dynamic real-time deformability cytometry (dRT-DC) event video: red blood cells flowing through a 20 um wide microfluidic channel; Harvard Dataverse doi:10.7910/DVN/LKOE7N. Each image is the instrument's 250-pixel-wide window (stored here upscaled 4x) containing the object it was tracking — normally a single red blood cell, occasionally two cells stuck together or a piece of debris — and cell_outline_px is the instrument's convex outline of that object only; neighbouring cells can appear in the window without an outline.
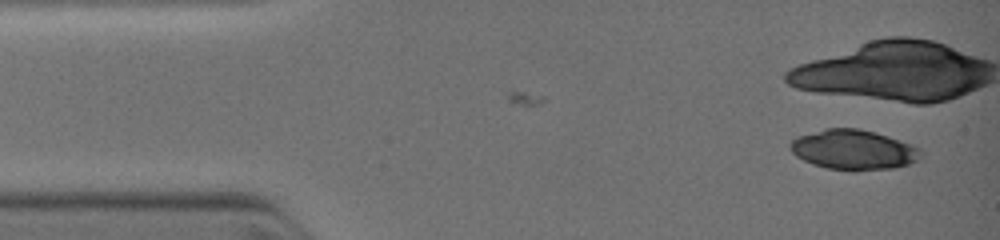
{"species": "common noctule bat (a hibernating species)", "species_latin": "Nyctalus noctula", "temperature_condition": "warm", "stored_images_in_passage": 5, "camera_frame_rate_fps": 3000, "um_per_image_px": 0.085, "animal": {"sex": "female", "body_mass_g": 19.0, "forearm_length_mm": 51.5}, "frame": {"image": 1, "passage_image": 5, "time_ms": 2.0, "image_size_px": [1000, 240], "cell_outline_px": [[924, 152], [916, 160], [908, 164], [892, 168], [828, 168], [804, 160], [796, 156], [792, 152], [792, 140], [796, 136], [828, 128], [860, 128], [888, 136], [900, 140], [920, 148]], "centroid_in_image_um": [72.56, 12.68], "position_along_channel_um": 12.4, "area_um2": 29.36}}